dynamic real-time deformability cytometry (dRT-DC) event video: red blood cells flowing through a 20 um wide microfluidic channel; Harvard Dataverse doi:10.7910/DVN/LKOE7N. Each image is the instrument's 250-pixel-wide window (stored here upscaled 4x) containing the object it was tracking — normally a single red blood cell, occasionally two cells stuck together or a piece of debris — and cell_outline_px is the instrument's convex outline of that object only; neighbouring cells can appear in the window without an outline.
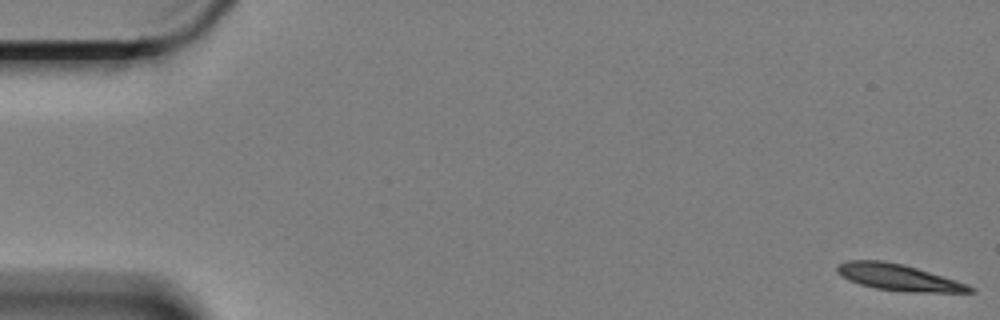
{"species": "Egyptian fruit bat (a non-hibernating species)", "species_latin": "Rousettus aegyptiacus", "temperature_condition": "cold", "stored_images_in_passage": 60, "camera_frame_rate_fps": 3000, "um_per_image_px": 0.085, "animal": {"sex": "female"}, "frame": {"image": 1, "passage_image": 1, "time_ms": 0.0, "image_size_px": [1000, 320], "cell_outline_px": [[976, 292], [908, 292], [876, 288], [860, 284], [848, 280], [840, 276], [836, 272], [836, 264], [848, 260], [880, 260], [904, 264], [956, 280], [968, 284], [976, 288]], "centroid_in_image_um": [76.35, 23.57], "position_along_channel_um": 8.6, "area_um2": 20.58}}
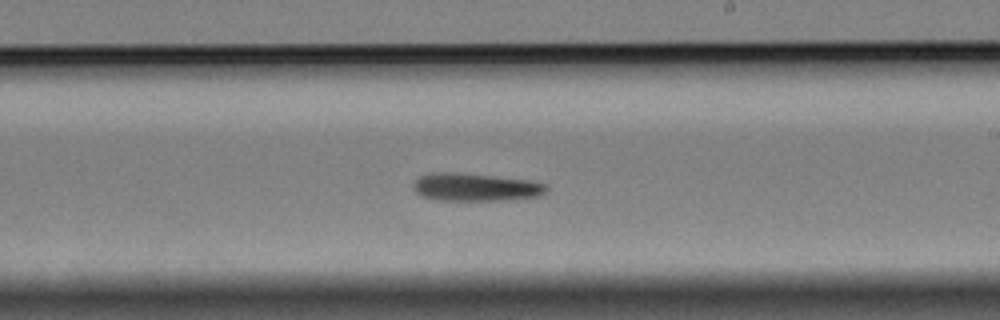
{"frame": {"image": 2, "passage_image": 35, "time_ms": 11.333, "image_size_px": [1000, 320], "cell_outline_px": [[548, 188], [540, 196], [504, 200], [432, 200], [420, 196], [416, 192], [412, 184], [420, 176], [432, 172], [456, 172], [532, 180], [548, 184]], "centroid_in_image_um": [40.41, 15.9], "position_along_channel_um": 248.6, "area_um2": 21.85}}
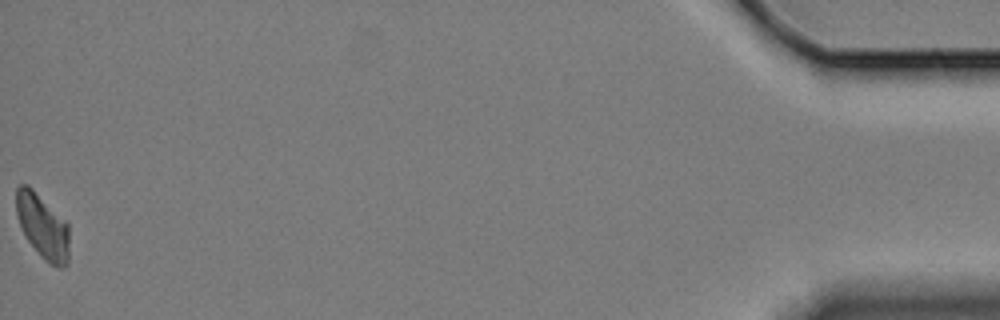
{"frame": {"image": 3, "passage_image": 60, "time_ms": 19.667, "image_size_px": [1000, 320], "cell_outline_px": [[68, 264], [64, 268], [60, 268], [48, 264], [40, 256], [28, 240], [20, 224], [16, 212], [16, 188], [20, 184], [28, 184], [68, 224]], "centroid_in_image_um": [3.62, 19.27], "position_along_channel_um": 431.6, "area_um2": 19.77}}